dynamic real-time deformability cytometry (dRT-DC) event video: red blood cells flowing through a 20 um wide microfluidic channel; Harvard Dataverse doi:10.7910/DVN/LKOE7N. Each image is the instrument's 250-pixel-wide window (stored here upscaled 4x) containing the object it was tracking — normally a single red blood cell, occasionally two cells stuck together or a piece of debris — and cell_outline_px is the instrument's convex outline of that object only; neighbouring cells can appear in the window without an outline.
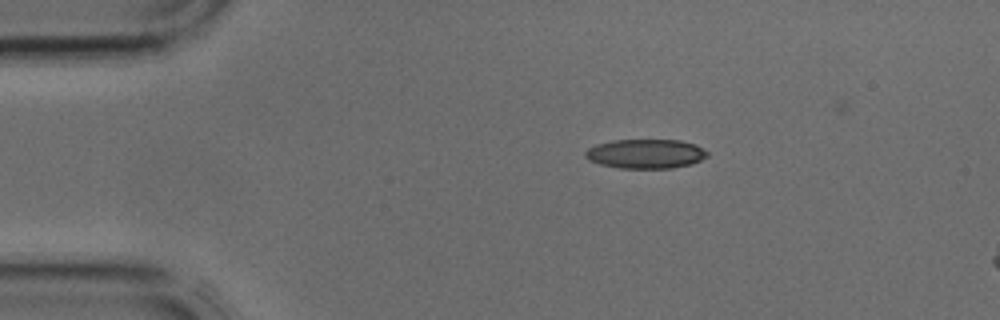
{"species": "common noctule bat (a hibernating species)", "species_latin": "Nyctalus noctula", "temperature_condition": "cold", "stored_images_in_passage": 3, "segment_of_instrument_passage": [1, 2], "camera_frame_rate_fps": 3000, "um_per_image_px": 0.085, "animal": {"sex": "male", "body_mass_g": 17.9, "forearm_length_mm": 54.2}, "frame": {"image": 1, "passage_image": 1, "time_ms": 0.0, "image_size_px": [1000, 320], "cell_outline_px": [[708, 156], [692, 164], [672, 168], [620, 168], [600, 164], [588, 160], [584, 156], [584, 152], [588, 148], [596, 144], [612, 140], [680, 140], [696, 144], [704, 148], [708, 152]], "centroid_in_image_um": [54.88, 13.07], "position_along_channel_um": 30.1, "area_um2": 21.04}}